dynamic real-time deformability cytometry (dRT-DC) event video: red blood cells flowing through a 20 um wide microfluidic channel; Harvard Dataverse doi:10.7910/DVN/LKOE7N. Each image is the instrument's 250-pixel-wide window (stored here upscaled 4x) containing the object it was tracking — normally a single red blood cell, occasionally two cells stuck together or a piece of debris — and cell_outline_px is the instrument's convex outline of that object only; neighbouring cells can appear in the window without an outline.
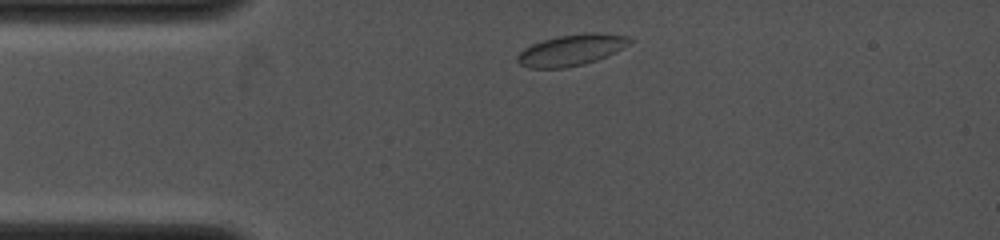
{"species": "common noctule bat (a hibernating species)", "species_latin": "Nyctalus noctula", "temperature_condition": "cold", "stored_images_in_passage": 28, "camera_frame_rate_fps": 4000, "um_per_image_px": 0.085, "animal": {"sex": "female", "body_mass_g": 19.0, "forearm_length_mm": 53.3}, "frame": {"image": 1, "passage_image": 1, "time_ms": 0.0, "image_size_px": [1000, 240], "cell_outline_px": [[632, 40], [628, 44], [616, 52], [596, 60], [584, 64], [564, 68], [528, 68], [520, 64], [516, 60], [516, 56], [524, 48], [532, 44], [544, 40], [560, 36], [588, 32], [596, 32], [628, 36]], "centroid_in_image_um": [48.55, 4.26], "position_along_channel_um": 36.5, "area_um2": 20.29}}
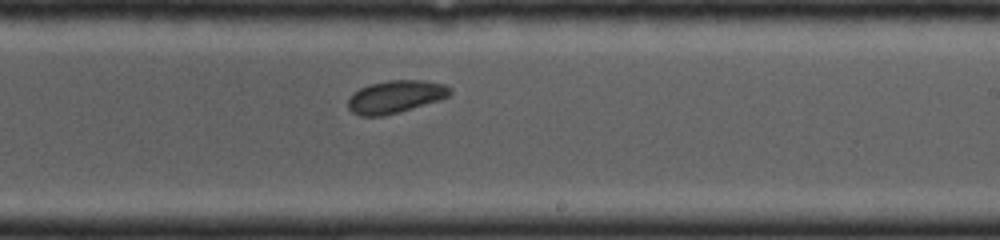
{"frame": {"image": 2, "passage_image": 16, "time_ms": 5.5, "image_size_px": [1000, 240], "cell_outline_px": [[452, 92], [448, 96], [440, 100], [384, 116], [360, 116], [352, 112], [348, 108], [348, 100], [360, 88], [368, 84], [388, 80], [424, 80], [444, 84], [452, 88]], "centroid_in_image_um": [33.63, 8.21], "position_along_channel_um": 255.4, "area_um2": 19.36}}
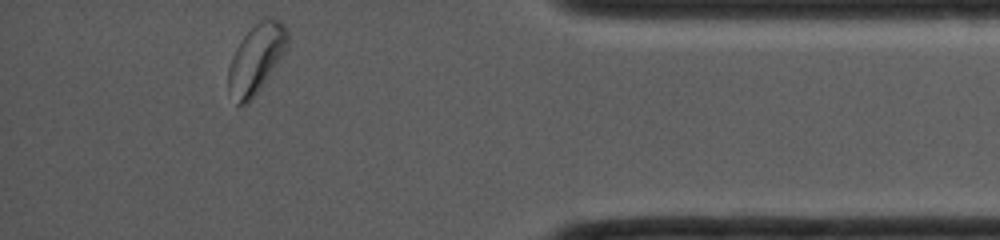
{"frame": {"image": 3, "passage_image": 28, "time_ms": 9.5, "image_size_px": [1000, 240], "cell_outline_px": [[288, 48], [248, 104], [236, 104], [228, 88], [228, 68], [232, 56], [240, 40], [260, 20], [268, 16], [284, 24], [288, 32]], "centroid_in_image_um": [21.78, 4.98], "position_along_channel_um": 413.4, "area_um2": 23.47}}